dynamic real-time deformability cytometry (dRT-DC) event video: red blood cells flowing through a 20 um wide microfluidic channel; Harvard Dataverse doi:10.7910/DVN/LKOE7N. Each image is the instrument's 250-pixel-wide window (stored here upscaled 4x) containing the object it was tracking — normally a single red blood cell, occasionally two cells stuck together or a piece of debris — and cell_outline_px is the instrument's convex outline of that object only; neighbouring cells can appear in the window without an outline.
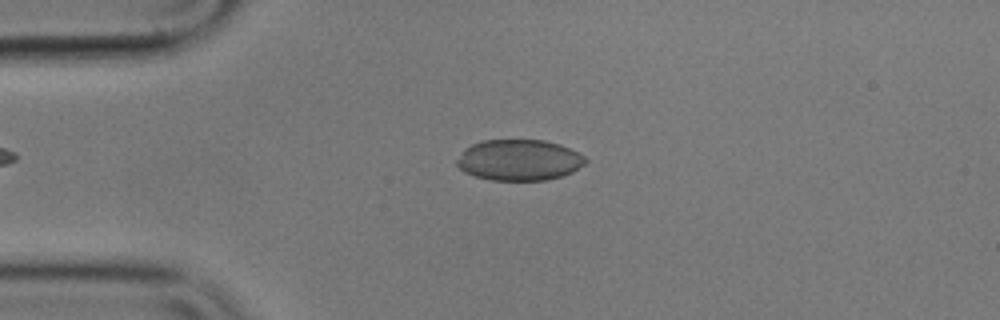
{"species": "common noctule bat (a hibernating species)", "species_latin": "Nyctalus noctula", "temperature_condition": "cold", "stored_images_in_passage": 41, "camera_frame_rate_fps": 3000, "um_per_image_px": 0.085, "animal": {"sex": "male", "body_mass_g": 17.9}, "frame": {"image": 1, "passage_image": 4, "time_ms": 1.0, "image_size_px": [1000, 320], "cell_outline_px": [[588, 160], [584, 164], [572, 172], [548, 180], [488, 180], [464, 172], [456, 164], [456, 160], [464, 148], [472, 144], [484, 140], [544, 140], [560, 144], [584, 156]], "centroid_in_image_um": [44.1, 13.6], "position_along_channel_um": 40.9, "area_um2": 30.69}}
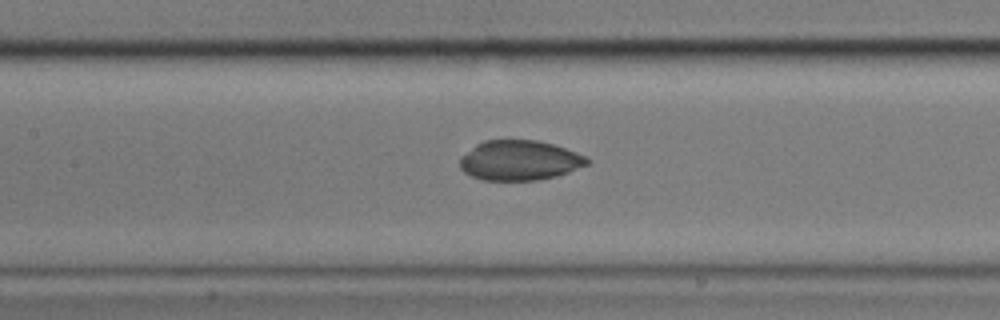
{"frame": {"image": 2, "passage_image": 16, "time_ms": 5.0, "image_size_px": [1000, 320], "cell_outline_px": [[592, 160], [588, 164], [568, 172], [556, 176], [540, 180], [484, 180], [472, 176], [464, 172], [460, 168], [460, 156], [476, 144], [484, 140], [536, 140], [552, 144], [576, 152]], "centroid_in_image_um": [44.14, 13.63], "position_along_channel_um": 163.3, "area_um2": 29.59}}
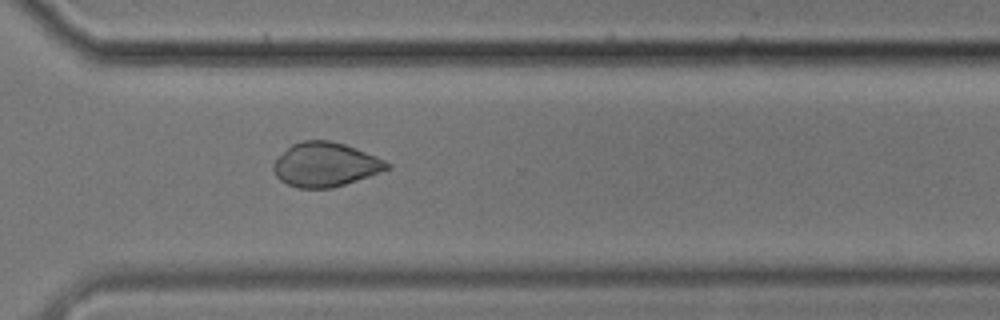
{"frame": {"image": 3, "passage_image": 31, "time_ms": 10.0, "image_size_px": [1000, 320], "cell_outline_px": [[392, 168], [332, 188], [300, 188], [288, 184], [280, 180], [276, 176], [272, 168], [272, 164], [292, 144], [304, 140], [328, 140], [344, 144], [376, 156], [392, 164]], "centroid_in_image_um": [27.66, 13.99], "position_along_channel_um": 342.9, "area_um2": 28.96}, "authors_computed_cell_mechanics": {"area_um2": 29.767, "velocity_mm_per_s": 3.6045, "shape_relaxation_time_tau1_ms": 8.6353, "shape_relaxation_time_tau2_ms": 2.2645, "deformation_change_tau1": 0.139, "deformation_change_tau2": 0.0474}}